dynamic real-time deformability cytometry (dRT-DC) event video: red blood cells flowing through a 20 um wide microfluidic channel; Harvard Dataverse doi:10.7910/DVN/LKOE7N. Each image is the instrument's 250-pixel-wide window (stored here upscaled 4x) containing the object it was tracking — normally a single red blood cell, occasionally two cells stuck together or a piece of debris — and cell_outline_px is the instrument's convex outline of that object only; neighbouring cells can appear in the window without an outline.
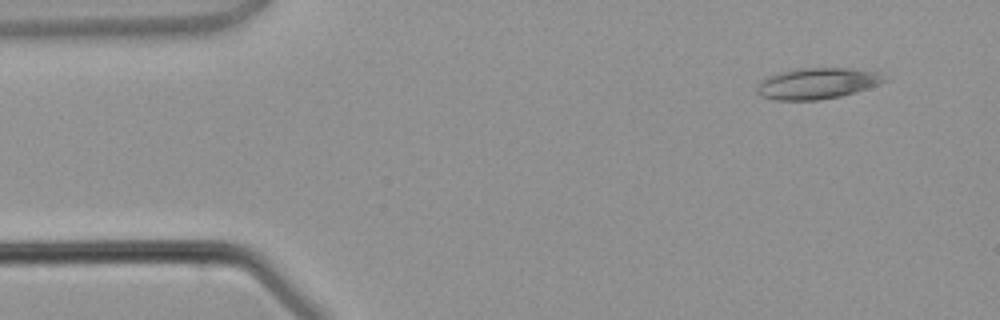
{"species": "common noctule bat (a hibernating species)", "species_latin": "Nyctalus noctula", "temperature_condition": "warm", "stored_images_in_passage": 2, "camera_frame_rate_fps": 3000, "um_per_image_px": 0.085, "animal": {"sex": "male", "body_mass_g": 21.5, "forearm_length_mm": 52.0}, "frame": {"image": 1, "passage_image": 1, "time_ms": 0.0, "image_size_px": [1000, 320], "cell_outline_px": [[888, 80], [880, 84], [840, 96], [820, 100], [776, 100], [760, 96], [756, 92], [756, 88], [760, 80], [776, 72], [792, 68], [852, 68], [880, 72]], "centroid_in_image_um": [69.42, 7.07], "position_along_channel_um": 15.6, "area_um2": 23.41}}